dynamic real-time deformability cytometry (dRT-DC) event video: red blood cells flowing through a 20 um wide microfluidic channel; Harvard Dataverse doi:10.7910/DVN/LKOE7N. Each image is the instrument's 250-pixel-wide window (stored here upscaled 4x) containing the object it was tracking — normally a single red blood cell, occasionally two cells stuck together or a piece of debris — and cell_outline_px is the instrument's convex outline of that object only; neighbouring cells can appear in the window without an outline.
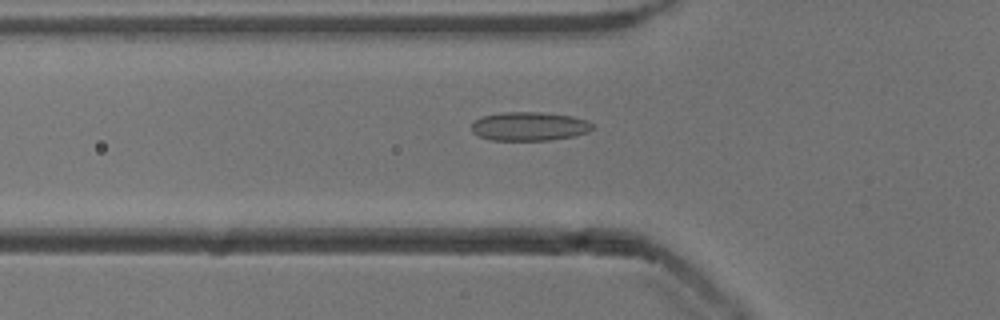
{"species": "common noctule bat (a hibernating species)", "species_latin": "Nyctalus noctula", "temperature_condition": "cold", "stored_images_in_passage": 38, "camera_frame_rate_fps": 3000, "um_per_image_px": 0.085, "animal": {"sex": "male", "body_mass_g": 13.3}, "frame": {"image": 1, "passage_image": 3, "time_ms": 0.667, "image_size_px": [1000, 320], "cell_outline_px": [[596, 128], [588, 132], [576, 136], [548, 140], [492, 140], [480, 136], [472, 132], [472, 124], [480, 116], [504, 112], [544, 112], [572, 116], [588, 120]], "centroid_in_image_um": [45.04, 10.73], "position_along_channel_um": 80.8, "area_um2": 20.46}}
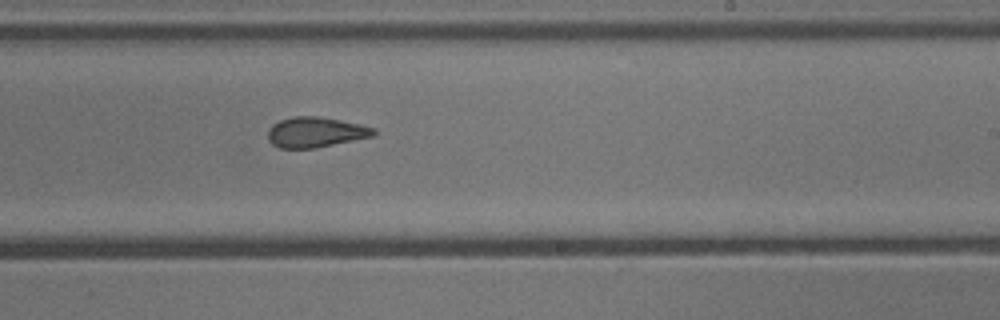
{"frame": {"image": 2, "passage_image": 17, "time_ms": 5.333, "image_size_px": [1000, 320], "cell_outline_px": [[376, 136], [312, 148], [280, 148], [272, 144], [268, 140], [268, 128], [272, 124], [280, 120], [292, 116], [316, 116], [340, 120], [360, 124], [372, 128], [376, 132]], "centroid_in_image_um": [26.79, 11.23], "position_along_channel_um": 262.2, "area_um2": 18.61}}
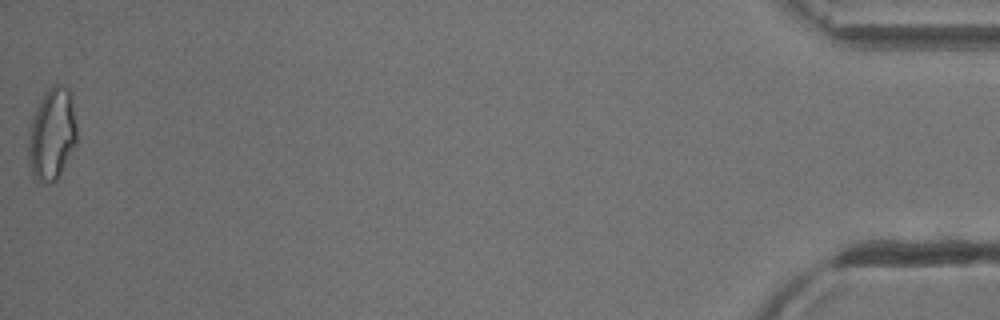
{"frame": {"image": 3, "passage_image": 38, "time_ms": 12.333, "image_size_px": [1000, 320], "cell_outline_px": [[76, 144], [60, 176], [52, 184], [40, 184], [32, 180], [28, 160], [28, 144], [32, 120], [44, 92], [48, 88], [56, 84], [60, 84], [68, 88], [72, 92], [76, 128]], "centroid_in_image_um": [4.42, 11.48], "position_along_channel_um": 430.8, "area_um2": 26.53}, "authors_computed_cell_mechanics": {"area_um2": 19.363, "velocity_mm_per_s": 3.8626, "shape_relaxation_time_tau1_ms": null, "shape_relaxation_time_tau2_ms": 1.9938, "deformation_change_tau1": null, "deformation_change_tau2": 0.0853}}